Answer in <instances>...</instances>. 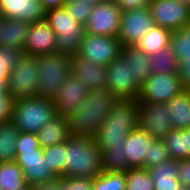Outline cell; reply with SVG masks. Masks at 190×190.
I'll return each instance as SVG.
<instances>
[{
    "label": "cell",
    "mask_w": 190,
    "mask_h": 190,
    "mask_svg": "<svg viewBox=\"0 0 190 190\" xmlns=\"http://www.w3.org/2000/svg\"><path fill=\"white\" fill-rule=\"evenodd\" d=\"M171 159L163 140L155 139L150 145L149 158H145L144 168L148 169Z\"/></svg>",
    "instance_id": "cell-38"
},
{
    "label": "cell",
    "mask_w": 190,
    "mask_h": 190,
    "mask_svg": "<svg viewBox=\"0 0 190 190\" xmlns=\"http://www.w3.org/2000/svg\"><path fill=\"white\" fill-rule=\"evenodd\" d=\"M65 146V177L93 179L102 173L101 150L94 137L70 135Z\"/></svg>",
    "instance_id": "cell-3"
},
{
    "label": "cell",
    "mask_w": 190,
    "mask_h": 190,
    "mask_svg": "<svg viewBox=\"0 0 190 190\" xmlns=\"http://www.w3.org/2000/svg\"><path fill=\"white\" fill-rule=\"evenodd\" d=\"M14 99L9 95L7 85L0 81V123L11 120Z\"/></svg>",
    "instance_id": "cell-39"
},
{
    "label": "cell",
    "mask_w": 190,
    "mask_h": 190,
    "mask_svg": "<svg viewBox=\"0 0 190 190\" xmlns=\"http://www.w3.org/2000/svg\"><path fill=\"white\" fill-rule=\"evenodd\" d=\"M178 180L182 186L190 188V159L178 161Z\"/></svg>",
    "instance_id": "cell-42"
},
{
    "label": "cell",
    "mask_w": 190,
    "mask_h": 190,
    "mask_svg": "<svg viewBox=\"0 0 190 190\" xmlns=\"http://www.w3.org/2000/svg\"><path fill=\"white\" fill-rule=\"evenodd\" d=\"M102 171L104 172H126L127 159L125 145L111 146L101 151Z\"/></svg>",
    "instance_id": "cell-29"
},
{
    "label": "cell",
    "mask_w": 190,
    "mask_h": 190,
    "mask_svg": "<svg viewBox=\"0 0 190 190\" xmlns=\"http://www.w3.org/2000/svg\"><path fill=\"white\" fill-rule=\"evenodd\" d=\"M185 5L190 7V0H181Z\"/></svg>",
    "instance_id": "cell-48"
},
{
    "label": "cell",
    "mask_w": 190,
    "mask_h": 190,
    "mask_svg": "<svg viewBox=\"0 0 190 190\" xmlns=\"http://www.w3.org/2000/svg\"><path fill=\"white\" fill-rule=\"evenodd\" d=\"M152 74L178 73L179 62L170 46L159 50L150 57Z\"/></svg>",
    "instance_id": "cell-30"
},
{
    "label": "cell",
    "mask_w": 190,
    "mask_h": 190,
    "mask_svg": "<svg viewBox=\"0 0 190 190\" xmlns=\"http://www.w3.org/2000/svg\"><path fill=\"white\" fill-rule=\"evenodd\" d=\"M171 34V30L154 25L135 46L145 54L152 56L159 50L170 46Z\"/></svg>",
    "instance_id": "cell-26"
},
{
    "label": "cell",
    "mask_w": 190,
    "mask_h": 190,
    "mask_svg": "<svg viewBox=\"0 0 190 190\" xmlns=\"http://www.w3.org/2000/svg\"><path fill=\"white\" fill-rule=\"evenodd\" d=\"M162 140L171 159L178 161L188 159L186 129H173Z\"/></svg>",
    "instance_id": "cell-31"
},
{
    "label": "cell",
    "mask_w": 190,
    "mask_h": 190,
    "mask_svg": "<svg viewBox=\"0 0 190 190\" xmlns=\"http://www.w3.org/2000/svg\"><path fill=\"white\" fill-rule=\"evenodd\" d=\"M125 174L126 190H154L153 181L146 168H129Z\"/></svg>",
    "instance_id": "cell-36"
},
{
    "label": "cell",
    "mask_w": 190,
    "mask_h": 190,
    "mask_svg": "<svg viewBox=\"0 0 190 190\" xmlns=\"http://www.w3.org/2000/svg\"><path fill=\"white\" fill-rule=\"evenodd\" d=\"M186 137H187L188 159H190V128L186 129Z\"/></svg>",
    "instance_id": "cell-46"
},
{
    "label": "cell",
    "mask_w": 190,
    "mask_h": 190,
    "mask_svg": "<svg viewBox=\"0 0 190 190\" xmlns=\"http://www.w3.org/2000/svg\"><path fill=\"white\" fill-rule=\"evenodd\" d=\"M23 55V49L0 46V81L8 84L11 71Z\"/></svg>",
    "instance_id": "cell-34"
},
{
    "label": "cell",
    "mask_w": 190,
    "mask_h": 190,
    "mask_svg": "<svg viewBox=\"0 0 190 190\" xmlns=\"http://www.w3.org/2000/svg\"><path fill=\"white\" fill-rule=\"evenodd\" d=\"M57 116L53 99L37 95L15 99L11 121L19 132L38 133Z\"/></svg>",
    "instance_id": "cell-5"
},
{
    "label": "cell",
    "mask_w": 190,
    "mask_h": 190,
    "mask_svg": "<svg viewBox=\"0 0 190 190\" xmlns=\"http://www.w3.org/2000/svg\"><path fill=\"white\" fill-rule=\"evenodd\" d=\"M125 172H104L92 179L93 190H126Z\"/></svg>",
    "instance_id": "cell-32"
},
{
    "label": "cell",
    "mask_w": 190,
    "mask_h": 190,
    "mask_svg": "<svg viewBox=\"0 0 190 190\" xmlns=\"http://www.w3.org/2000/svg\"><path fill=\"white\" fill-rule=\"evenodd\" d=\"M37 135L40 146L43 149L65 142L70 136L66 117L58 115L53 120L45 124L38 131Z\"/></svg>",
    "instance_id": "cell-23"
},
{
    "label": "cell",
    "mask_w": 190,
    "mask_h": 190,
    "mask_svg": "<svg viewBox=\"0 0 190 190\" xmlns=\"http://www.w3.org/2000/svg\"><path fill=\"white\" fill-rule=\"evenodd\" d=\"M44 150V159L47 160L50 168L58 177H65V142L47 147Z\"/></svg>",
    "instance_id": "cell-35"
},
{
    "label": "cell",
    "mask_w": 190,
    "mask_h": 190,
    "mask_svg": "<svg viewBox=\"0 0 190 190\" xmlns=\"http://www.w3.org/2000/svg\"><path fill=\"white\" fill-rule=\"evenodd\" d=\"M121 54L125 58H132L133 78L142 86L151 76L150 55L134 46H122Z\"/></svg>",
    "instance_id": "cell-25"
},
{
    "label": "cell",
    "mask_w": 190,
    "mask_h": 190,
    "mask_svg": "<svg viewBox=\"0 0 190 190\" xmlns=\"http://www.w3.org/2000/svg\"><path fill=\"white\" fill-rule=\"evenodd\" d=\"M114 3L122 10L140 9L149 7L152 0H113Z\"/></svg>",
    "instance_id": "cell-41"
},
{
    "label": "cell",
    "mask_w": 190,
    "mask_h": 190,
    "mask_svg": "<svg viewBox=\"0 0 190 190\" xmlns=\"http://www.w3.org/2000/svg\"><path fill=\"white\" fill-rule=\"evenodd\" d=\"M122 12L113 0L96 3L84 26L85 32L93 35L118 36Z\"/></svg>",
    "instance_id": "cell-12"
},
{
    "label": "cell",
    "mask_w": 190,
    "mask_h": 190,
    "mask_svg": "<svg viewBox=\"0 0 190 190\" xmlns=\"http://www.w3.org/2000/svg\"><path fill=\"white\" fill-rule=\"evenodd\" d=\"M39 96L52 98L71 73V58L59 52L37 56Z\"/></svg>",
    "instance_id": "cell-7"
},
{
    "label": "cell",
    "mask_w": 190,
    "mask_h": 190,
    "mask_svg": "<svg viewBox=\"0 0 190 190\" xmlns=\"http://www.w3.org/2000/svg\"><path fill=\"white\" fill-rule=\"evenodd\" d=\"M31 23L14 19L2 18L0 23V46L24 49Z\"/></svg>",
    "instance_id": "cell-21"
},
{
    "label": "cell",
    "mask_w": 190,
    "mask_h": 190,
    "mask_svg": "<svg viewBox=\"0 0 190 190\" xmlns=\"http://www.w3.org/2000/svg\"><path fill=\"white\" fill-rule=\"evenodd\" d=\"M148 173L153 181L154 190H178V160L169 159L151 168Z\"/></svg>",
    "instance_id": "cell-22"
},
{
    "label": "cell",
    "mask_w": 190,
    "mask_h": 190,
    "mask_svg": "<svg viewBox=\"0 0 190 190\" xmlns=\"http://www.w3.org/2000/svg\"><path fill=\"white\" fill-rule=\"evenodd\" d=\"M89 89L72 73L64 81L63 86L53 97L54 105L58 115L66 116L77 110L88 96Z\"/></svg>",
    "instance_id": "cell-16"
},
{
    "label": "cell",
    "mask_w": 190,
    "mask_h": 190,
    "mask_svg": "<svg viewBox=\"0 0 190 190\" xmlns=\"http://www.w3.org/2000/svg\"><path fill=\"white\" fill-rule=\"evenodd\" d=\"M173 129L190 128V90H185L167 102Z\"/></svg>",
    "instance_id": "cell-24"
},
{
    "label": "cell",
    "mask_w": 190,
    "mask_h": 190,
    "mask_svg": "<svg viewBox=\"0 0 190 190\" xmlns=\"http://www.w3.org/2000/svg\"><path fill=\"white\" fill-rule=\"evenodd\" d=\"M23 170L29 186L57 179L58 176L48 168L44 150L40 146L37 133L19 132L14 160Z\"/></svg>",
    "instance_id": "cell-4"
},
{
    "label": "cell",
    "mask_w": 190,
    "mask_h": 190,
    "mask_svg": "<svg viewBox=\"0 0 190 190\" xmlns=\"http://www.w3.org/2000/svg\"><path fill=\"white\" fill-rule=\"evenodd\" d=\"M37 56L23 55L10 73L7 90L15 100L39 95Z\"/></svg>",
    "instance_id": "cell-9"
},
{
    "label": "cell",
    "mask_w": 190,
    "mask_h": 190,
    "mask_svg": "<svg viewBox=\"0 0 190 190\" xmlns=\"http://www.w3.org/2000/svg\"><path fill=\"white\" fill-rule=\"evenodd\" d=\"M118 101L110 90H89L84 103L65 116L70 135L94 137Z\"/></svg>",
    "instance_id": "cell-1"
},
{
    "label": "cell",
    "mask_w": 190,
    "mask_h": 190,
    "mask_svg": "<svg viewBox=\"0 0 190 190\" xmlns=\"http://www.w3.org/2000/svg\"><path fill=\"white\" fill-rule=\"evenodd\" d=\"M22 168L15 162L0 163V187L3 190L27 188Z\"/></svg>",
    "instance_id": "cell-28"
},
{
    "label": "cell",
    "mask_w": 190,
    "mask_h": 190,
    "mask_svg": "<svg viewBox=\"0 0 190 190\" xmlns=\"http://www.w3.org/2000/svg\"><path fill=\"white\" fill-rule=\"evenodd\" d=\"M154 140L155 138L140 126L128 134L125 143L127 170L129 168H144L145 158H149L150 145Z\"/></svg>",
    "instance_id": "cell-19"
},
{
    "label": "cell",
    "mask_w": 190,
    "mask_h": 190,
    "mask_svg": "<svg viewBox=\"0 0 190 190\" xmlns=\"http://www.w3.org/2000/svg\"><path fill=\"white\" fill-rule=\"evenodd\" d=\"M154 25L149 7L123 11L118 38L122 46H134Z\"/></svg>",
    "instance_id": "cell-13"
},
{
    "label": "cell",
    "mask_w": 190,
    "mask_h": 190,
    "mask_svg": "<svg viewBox=\"0 0 190 190\" xmlns=\"http://www.w3.org/2000/svg\"><path fill=\"white\" fill-rule=\"evenodd\" d=\"M14 190H32L31 186H28L27 188H22V189H14Z\"/></svg>",
    "instance_id": "cell-50"
},
{
    "label": "cell",
    "mask_w": 190,
    "mask_h": 190,
    "mask_svg": "<svg viewBox=\"0 0 190 190\" xmlns=\"http://www.w3.org/2000/svg\"><path fill=\"white\" fill-rule=\"evenodd\" d=\"M178 190H190V188L189 187H186V186H180V188L178 189Z\"/></svg>",
    "instance_id": "cell-49"
},
{
    "label": "cell",
    "mask_w": 190,
    "mask_h": 190,
    "mask_svg": "<svg viewBox=\"0 0 190 190\" xmlns=\"http://www.w3.org/2000/svg\"><path fill=\"white\" fill-rule=\"evenodd\" d=\"M150 11L155 25L177 31L190 23V7L181 0H152Z\"/></svg>",
    "instance_id": "cell-14"
},
{
    "label": "cell",
    "mask_w": 190,
    "mask_h": 190,
    "mask_svg": "<svg viewBox=\"0 0 190 190\" xmlns=\"http://www.w3.org/2000/svg\"><path fill=\"white\" fill-rule=\"evenodd\" d=\"M139 126V100H119L97 130L94 140L100 150L125 145L128 134Z\"/></svg>",
    "instance_id": "cell-2"
},
{
    "label": "cell",
    "mask_w": 190,
    "mask_h": 190,
    "mask_svg": "<svg viewBox=\"0 0 190 190\" xmlns=\"http://www.w3.org/2000/svg\"><path fill=\"white\" fill-rule=\"evenodd\" d=\"M71 73L79 78L89 90L106 89L107 67L98 65L78 55H72Z\"/></svg>",
    "instance_id": "cell-18"
},
{
    "label": "cell",
    "mask_w": 190,
    "mask_h": 190,
    "mask_svg": "<svg viewBox=\"0 0 190 190\" xmlns=\"http://www.w3.org/2000/svg\"><path fill=\"white\" fill-rule=\"evenodd\" d=\"M92 4L79 0H66L65 8L78 23L85 26L93 9Z\"/></svg>",
    "instance_id": "cell-37"
},
{
    "label": "cell",
    "mask_w": 190,
    "mask_h": 190,
    "mask_svg": "<svg viewBox=\"0 0 190 190\" xmlns=\"http://www.w3.org/2000/svg\"><path fill=\"white\" fill-rule=\"evenodd\" d=\"M44 19L56 34L57 52L76 55L85 33L84 26L65 7L47 11Z\"/></svg>",
    "instance_id": "cell-6"
},
{
    "label": "cell",
    "mask_w": 190,
    "mask_h": 190,
    "mask_svg": "<svg viewBox=\"0 0 190 190\" xmlns=\"http://www.w3.org/2000/svg\"><path fill=\"white\" fill-rule=\"evenodd\" d=\"M32 190H65L64 177L34 184Z\"/></svg>",
    "instance_id": "cell-44"
},
{
    "label": "cell",
    "mask_w": 190,
    "mask_h": 190,
    "mask_svg": "<svg viewBox=\"0 0 190 190\" xmlns=\"http://www.w3.org/2000/svg\"><path fill=\"white\" fill-rule=\"evenodd\" d=\"M65 190H93L92 179L80 177H64Z\"/></svg>",
    "instance_id": "cell-40"
},
{
    "label": "cell",
    "mask_w": 190,
    "mask_h": 190,
    "mask_svg": "<svg viewBox=\"0 0 190 190\" xmlns=\"http://www.w3.org/2000/svg\"><path fill=\"white\" fill-rule=\"evenodd\" d=\"M2 18H3V16H2V14H1V12H0V23H1V21H2Z\"/></svg>",
    "instance_id": "cell-51"
},
{
    "label": "cell",
    "mask_w": 190,
    "mask_h": 190,
    "mask_svg": "<svg viewBox=\"0 0 190 190\" xmlns=\"http://www.w3.org/2000/svg\"><path fill=\"white\" fill-rule=\"evenodd\" d=\"M106 67V89L119 100H137L142 86L133 78L132 58L120 54Z\"/></svg>",
    "instance_id": "cell-8"
},
{
    "label": "cell",
    "mask_w": 190,
    "mask_h": 190,
    "mask_svg": "<svg viewBox=\"0 0 190 190\" xmlns=\"http://www.w3.org/2000/svg\"><path fill=\"white\" fill-rule=\"evenodd\" d=\"M167 103L139 102V126L155 139L162 140L173 130Z\"/></svg>",
    "instance_id": "cell-15"
},
{
    "label": "cell",
    "mask_w": 190,
    "mask_h": 190,
    "mask_svg": "<svg viewBox=\"0 0 190 190\" xmlns=\"http://www.w3.org/2000/svg\"><path fill=\"white\" fill-rule=\"evenodd\" d=\"M3 18L19 19L28 23L45 18V10L39 0H0Z\"/></svg>",
    "instance_id": "cell-20"
},
{
    "label": "cell",
    "mask_w": 190,
    "mask_h": 190,
    "mask_svg": "<svg viewBox=\"0 0 190 190\" xmlns=\"http://www.w3.org/2000/svg\"><path fill=\"white\" fill-rule=\"evenodd\" d=\"M183 91L178 73H156L143 83L138 100L142 103H167Z\"/></svg>",
    "instance_id": "cell-11"
},
{
    "label": "cell",
    "mask_w": 190,
    "mask_h": 190,
    "mask_svg": "<svg viewBox=\"0 0 190 190\" xmlns=\"http://www.w3.org/2000/svg\"><path fill=\"white\" fill-rule=\"evenodd\" d=\"M178 76L185 90H190V60H180Z\"/></svg>",
    "instance_id": "cell-43"
},
{
    "label": "cell",
    "mask_w": 190,
    "mask_h": 190,
    "mask_svg": "<svg viewBox=\"0 0 190 190\" xmlns=\"http://www.w3.org/2000/svg\"><path fill=\"white\" fill-rule=\"evenodd\" d=\"M79 1H81V2L84 1V2H88V3L92 4V5H95L96 3L102 2L104 0H79Z\"/></svg>",
    "instance_id": "cell-47"
},
{
    "label": "cell",
    "mask_w": 190,
    "mask_h": 190,
    "mask_svg": "<svg viewBox=\"0 0 190 190\" xmlns=\"http://www.w3.org/2000/svg\"><path fill=\"white\" fill-rule=\"evenodd\" d=\"M42 4L43 9L45 12L52 10V9H58L63 8L65 6L66 0H39Z\"/></svg>",
    "instance_id": "cell-45"
},
{
    "label": "cell",
    "mask_w": 190,
    "mask_h": 190,
    "mask_svg": "<svg viewBox=\"0 0 190 190\" xmlns=\"http://www.w3.org/2000/svg\"><path fill=\"white\" fill-rule=\"evenodd\" d=\"M170 47L175 53L178 62L190 60V23L177 31H172Z\"/></svg>",
    "instance_id": "cell-33"
},
{
    "label": "cell",
    "mask_w": 190,
    "mask_h": 190,
    "mask_svg": "<svg viewBox=\"0 0 190 190\" xmlns=\"http://www.w3.org/2000/svg\"><path fill=\"white\" fill-rule=\"evenodd\" d=\"M19 131L11 120L0 123V163L16 158V143Z\"/></svg>",
    "instance_id": "cell-27"
},
{
    "label": "cell",
    "mask_w": 190,
    "mask_h": 190,
    "mask_svg": "<svg viewBox=\"0 0 190 190\" xmlns=\"http://www.w3.org/2000/svg\"><path fill=\"white\" fill-rule=\"evenodd\" d=\"M122 50L118 36H104L84 33L76 55L92 63L107 66L115 60Z\"/></svg>",
    "instance_id": "cell-10"
},
{
    "label": "cell",
    "mask_w": 190,
    "mask_h": 190,
    "mask_svg": "<svg viewBox=\"0 0 190 190\" xmlns=\"http://www.w3.org/2000/svg\"><path fill=\"white\" fill-rule=\"evenodd\" d=\"M24 54L40 56L57 52V37L45 19L32 22L24 44Z\"/></svg>",
    "instance_id": "cell-17"
}]
</instances>
